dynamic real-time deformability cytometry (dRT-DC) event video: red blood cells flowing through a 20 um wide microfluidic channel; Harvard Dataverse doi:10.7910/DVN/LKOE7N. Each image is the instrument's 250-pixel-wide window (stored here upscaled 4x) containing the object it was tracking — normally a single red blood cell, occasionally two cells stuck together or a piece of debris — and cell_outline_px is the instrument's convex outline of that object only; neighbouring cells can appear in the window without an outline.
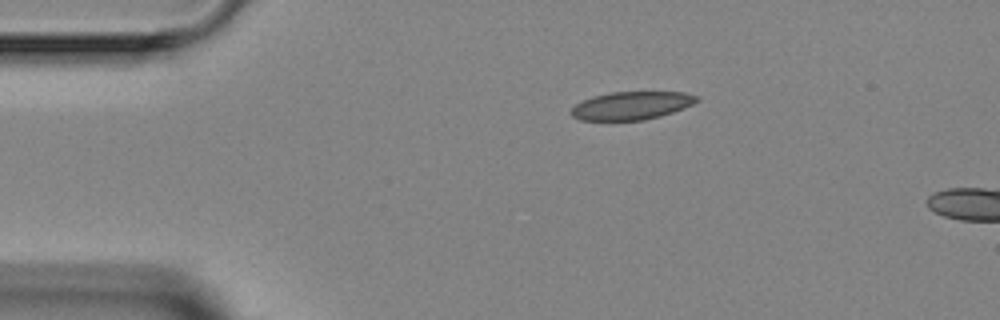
{"species": "Egyptian fruit bat (a non-hibernating species)", "species_latin": "Rousettus aegyptiacus", "temperature_condition": "room temperature", "stored_images_in_passage": 3, "segment_of_instrument_passage": [1, 2], "camera_frame_rate_fps": 3000, "um_per_image_px": 0.085, "animal": {"sex": "female"}, "frame": {"image": 1, "passage_image": 1, "time_ms": 0.0, "image_size_px": [1000, 320], "cell_outline_px": [[700, 100], [692, 104], [672, 112], [660, 116], [644, 120], [580, 120], [572, 116], [568, 112], [576, 104], [592, 96], [612, 92], [684, 92], [696, 96]], "centroid_in_image_um": [53.64, 8.97], "position_along_channel_um": 31.4, "area_um2": 20.4}}